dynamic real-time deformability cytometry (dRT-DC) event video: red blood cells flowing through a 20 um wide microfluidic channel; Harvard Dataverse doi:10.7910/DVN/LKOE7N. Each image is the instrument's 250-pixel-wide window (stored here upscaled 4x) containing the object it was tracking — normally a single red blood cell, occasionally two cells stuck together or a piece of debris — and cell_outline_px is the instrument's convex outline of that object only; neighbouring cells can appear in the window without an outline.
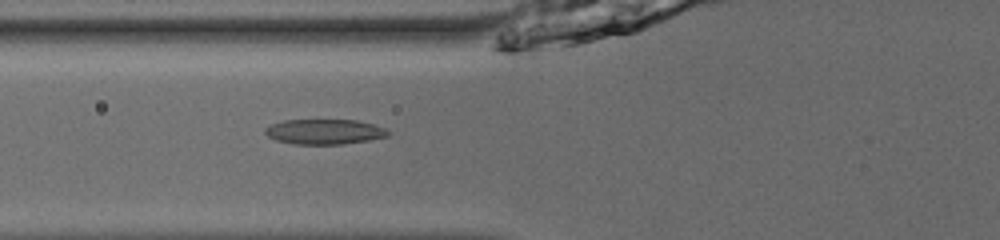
{"species": "common noctule bat (a hibernating species)", "species_latin": "Nyctalus noctula", "temperature_condition": "room temperature", "stored_images_in_passage": 37, "camera_frame_rate_fps": 3000, "um_per_image_px": 0.085, "animal": {"sex": "male", "body_mass_g": 13.0, "forearm_length_mm": 53.1}, "frame": {"image": 1, "passage_image": 6, "time_ms": 1.667, "image_size_px": [1000, 240], "cell_outline_px": [[392, 132], [388, 136], [368, 140], [344, 144], [296, 144], [276, 140], [268, 136], [264, 132], [264, 128], [268, 124], [284, 120], [356, 120], [372, 124], [384, 128]], "centroid_in_image_um": [27.55, 11.19], "position_along_channel_um": 98.2, "area_um2": 18.03}}
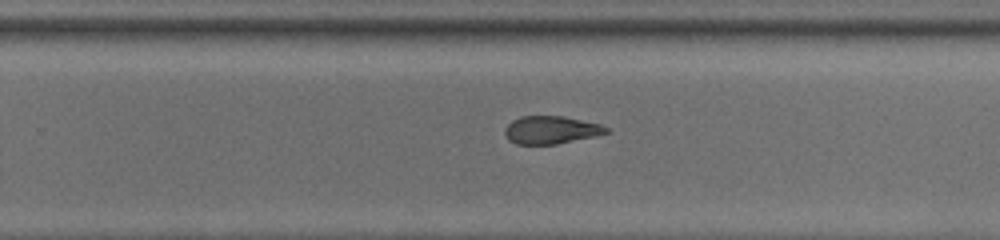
{"frame": {"image": 2, "passage_image": 20, "time_ms": 6.333, "image_size_px": [1000, 240], "cell_outline_px": [[608, 132], [596, 136], [556, 144], [516, 144], [508, 140], [504, 132], [504, 128], [512, 120], [520, 116], [564, 116], [600, 124], [608, 128]], "centroid_in_image_um": [46.81, 11.04], "position_along_channel_um": 283.0, "area_um2": 16.47}}
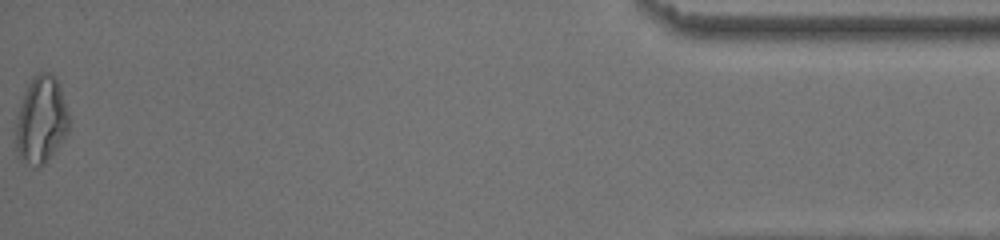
{"frame": {"image": 3, "passage_image": 37, "time_ms": 12.0, "image_size_px": [1000, 240], "cell_outline_px": [[72, 120], [68, 132], [44, 164], [36, 168], [32, 168], [20, 160], [16, 156], [16, 120], [24, 92], [32, 76], [40, 72], [48, 72], [56, 80], [60, 88]], "centroid_in_image_um": [3.49, 10.24], "position_along_channel_um": 431.7, "area_um2": 27.28}, "authors_computed_cell_mechanics": {"area_um2": 17.918, "velocity_mm_per_s": 3.9421, "shape_relaxation_time_tau1_ms": 7.6103, "shape_relaxation_time_tau2_ms": 2.5198, "deformation_change_tau1": 0.1785, "deformation_change_tau2": 0.0949}}